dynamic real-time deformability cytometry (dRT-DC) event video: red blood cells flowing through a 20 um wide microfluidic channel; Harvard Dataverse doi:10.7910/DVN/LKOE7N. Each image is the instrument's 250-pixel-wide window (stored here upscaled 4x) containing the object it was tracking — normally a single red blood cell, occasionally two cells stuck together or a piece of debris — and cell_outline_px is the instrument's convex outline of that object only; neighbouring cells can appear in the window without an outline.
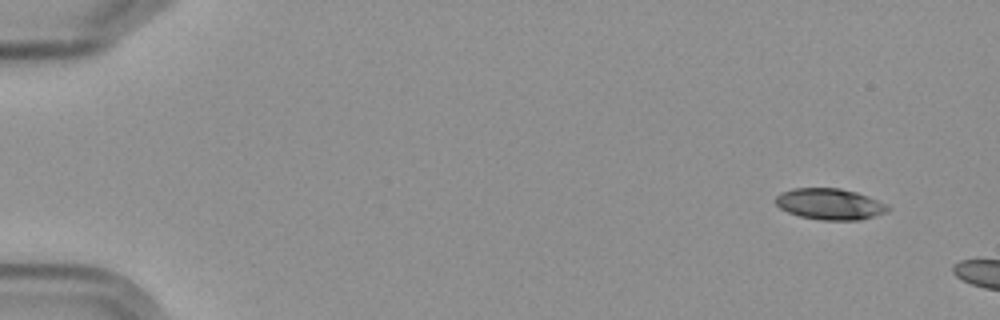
{"species": "Egyptian fruit bat (a non-hibernating species)", "species_latin": "Rousettus aegyptiacus", "temperature_condition": "cold", "stored_images_in_passage": 3, "camera_frame_rate_fps": 3000, "um_per_image_px": 0.085, "frame": {"image": 1, "passage_image": 1, "time_ms": 0.0, "image_size_px": [1000, 320], "cell_outline_px": [[888, 212], [860, 220], [820, 220], [800, 216], [788, 212], [780, 208], [776, 204], [776, 196], [780, 192], [792, 188], [840, 188], [856, 192], [868, 196], [884, 204], [888, 208]], "centroid_in_image_um": [70.5, 17.34], "position_along_channel_um": 14.5, "area_um2": 20.29}}